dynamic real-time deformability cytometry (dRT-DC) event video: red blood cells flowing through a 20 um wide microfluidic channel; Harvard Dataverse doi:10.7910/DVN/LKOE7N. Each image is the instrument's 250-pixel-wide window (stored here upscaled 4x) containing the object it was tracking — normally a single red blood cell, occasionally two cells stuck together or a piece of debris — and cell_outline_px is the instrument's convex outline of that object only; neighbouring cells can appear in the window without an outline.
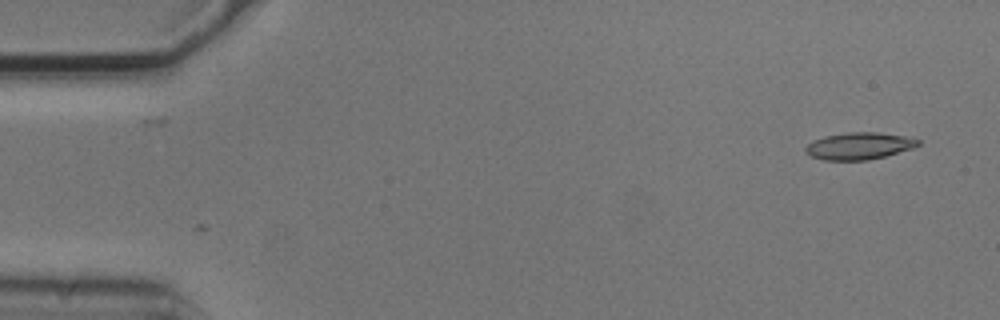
{"species": "common noctule bat (a hibernating species)", "species_latin": "Nyctalus noctula", "temperature_condition": "cold", "stored_images_in_passage": 2, "camera_frame_rate_fps": 3000, "um_per_image_px": 0.085, "animal": {"sex": "male", "body_mass_g": 20.5, "forearm_length_mm": 52.5}, "frame": {"image": 1, "passage_image": 2, "time_ms": 0.333, "image_size_px": [1000, 320], "cell_outline_px": [[920, 144], [912, 148], [884, 156], [868, 160], [824, 160], [812, 156], [804, 152], [804, 148], [808, 144], [824, 136], [848, 132], [876, 132], [912, 136], [920, 140]], "centroid_in_image_um": [73.06, 12.39], "position_along_channel_um": 11.9, "area_um2": 17.74}}